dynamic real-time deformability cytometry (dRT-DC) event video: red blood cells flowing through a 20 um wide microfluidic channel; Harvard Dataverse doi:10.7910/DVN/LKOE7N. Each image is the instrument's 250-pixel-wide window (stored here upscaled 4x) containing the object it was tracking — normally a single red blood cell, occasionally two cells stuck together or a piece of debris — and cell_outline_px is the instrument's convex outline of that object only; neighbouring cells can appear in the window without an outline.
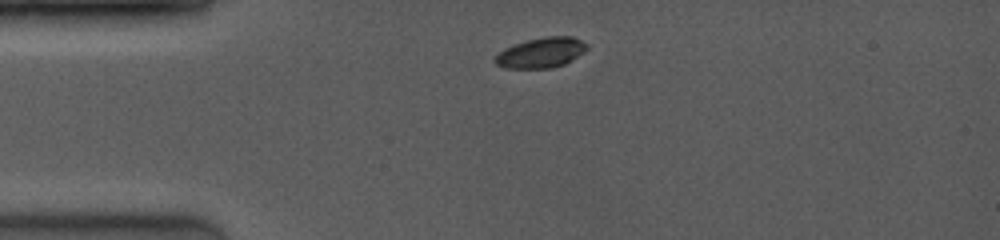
{"species": "common noctule bat (a hibernating species)", "species_latin": "Nyctalus noctula", "temperature_condition": "room temperature", "stored_images_in_passage": 16, "camera_frame_rate_fps": 4000, "um_per_image_px": 0.085, "animal": {"sex": "female", "body_mass_g": 19.0, "forearm_length_mm": 53.3}, "frame": {"image": 1, "passage_image": 1, "time_ms": 0.0, "image_size_px": [1000, 240], "cell_outline_px": [[588, 48], [584, 52], [564, 64], [552, 68], [504, 68], [496, 64], [492, 60], [504, 48], [512, 44], [544, 36], [572, 36], [588, 44]], "centroid_in_image_um": [45.98, 4.47], "position_along_channel_um": 39.0, "area_um2": 16.24}}
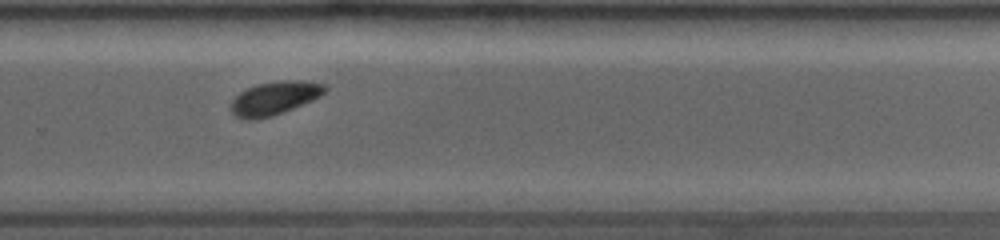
{"frame": {"image": 2, "passage_image": 12, "time_ms": 7.25, "image_size_px": [1000, 240], "cell_outline_px": [[328, 88], [320, 96], [312, 100], [272, 116], [256, 120], [244, 120], [236, 116], [232, 112], [232, 100], [240, 92], [248, 88], [260, 84], [288, 80], [296, 80], [324, 84]], "centroid_in_image_um": [23.32, 8.36], "position_along_channel_um": 306.5, "area_um2": 17.86}}
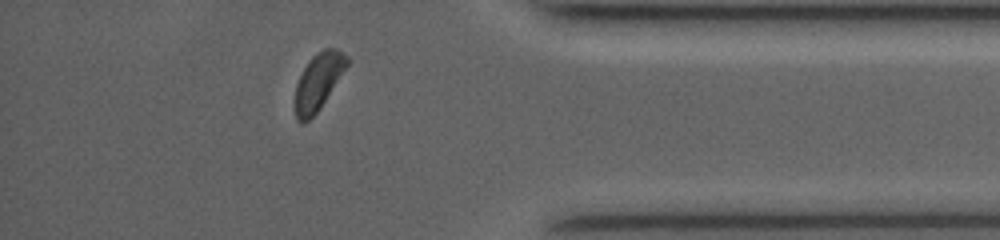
{"frame": {"image": 3, "passage_image": 15, "time_ms": 10.0, "image_size_px": [1000, 240], "cell_outline_px": [[348, 64], [320, 108], [304, 124], [300, 124], [296, 120], [296, 84], [304, 68], [312, 56], [324, 48], [336, 48], [348, 56]], "centroid_in_image_um": [27.05, 6.93], "position_along_channel_um": 408.1, "area_um2": 16.76}, "authors_computed_cell_mechanics": {"area_um2": 17.918, "velocity_mm_per_s": 4.1061, "shape_relaxation_time_tau1_ms": 1.3007, "shape_relaxation_time_tau2_ms": null, "deformation_change_tau1": 0.0672, "deformation_change_tau2": null}}